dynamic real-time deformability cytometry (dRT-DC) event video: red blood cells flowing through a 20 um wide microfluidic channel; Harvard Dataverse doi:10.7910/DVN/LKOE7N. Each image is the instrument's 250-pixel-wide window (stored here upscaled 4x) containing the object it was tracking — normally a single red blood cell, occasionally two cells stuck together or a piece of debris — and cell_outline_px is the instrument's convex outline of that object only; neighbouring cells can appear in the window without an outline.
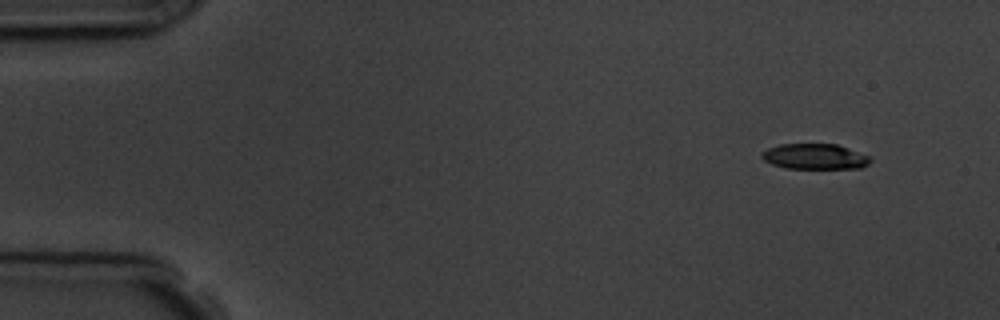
{"species": "common noctule bat (a hibernating species)", "species_latin": "Nyctalus noctula", "temperature_condition": "room temperature", "stored_images_in_passage": 4, "camera_frame_rate_fps": 3000, "um_per_image_px": 0.085, "animal": {"sex": "male", "body_mass_g": 19.5, "forearm_length_mm": 54.6}, "frame": {"image": 1, "passage_image": 1, "time_ms": 0.0, "image_size_px": [1000, 320], "cell_outline_px": [[872, 160], [868, 164], [860, 168], [784, 168], [772, 164], [764, 160], [760, 156], [768, 148], [780, 144], [836, 144], [872, 156]], "centroid_in_image_um": [69.29, 13.3], "position_along_channel_um": 15.7, "area_um2": 16.13}}
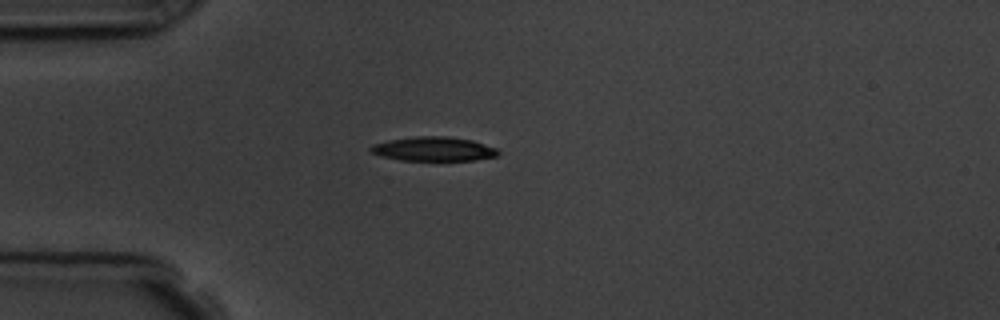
{"frame": {"image": 2, "passage_image": 4, "time_ms": 3.333, "image_size_px": [1000, 320], "cell_outline_px": [[500, 152], [496, 156], [476, 160], [400, 160], [380, 156], [372, 152], [368, 148], [372, 144], [388, 140], [416, 136], [448, 136], [472, 140], [496, 148]], "centroid_in_image_um": [36.83, 12.66], "position_along_channel_um": 48.2, "area_um2": 17.98}}